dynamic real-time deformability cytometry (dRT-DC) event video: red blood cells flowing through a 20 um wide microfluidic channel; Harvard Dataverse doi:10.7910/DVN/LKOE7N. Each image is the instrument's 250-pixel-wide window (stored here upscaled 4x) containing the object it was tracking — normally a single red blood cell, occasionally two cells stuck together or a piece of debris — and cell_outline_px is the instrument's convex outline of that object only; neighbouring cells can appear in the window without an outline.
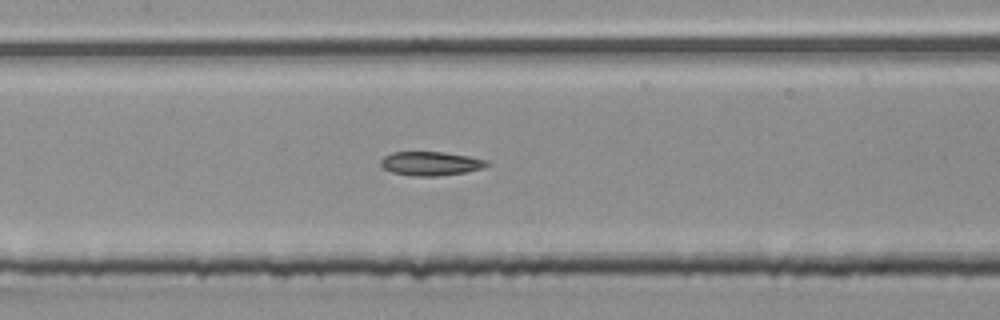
{"species": "common noctule bat (a hibernating species)", "species_latin": "Nyctalus noctula", "temperature_condition": "room temperature", "stored_images_in_passage": 55, "segment_of_instrument_passage": [2, 2], "camera_frame_rate_fps": 3000, "um_per_image_px": 0.085, "animal": {"sex": "male", "body_mass_g": 20.4}, "frame": {"image": 1, "passage_image": 26, "time_ms": 8.333, "image_size_px": [1000, 320], "cell_outline_px": [[488, 164], [484, 168], [464, 172], [436, 176], [416, 176], [392, 172], [384, 168], [380, 164], [380, 160], [384, 156], [392, 152], [444, 152], [468, 156], [488, 160]], "centroid_in_image_um": [36.6, 13.89], "position_along_channel_um": 170.8, "area_um2": 14.68}}
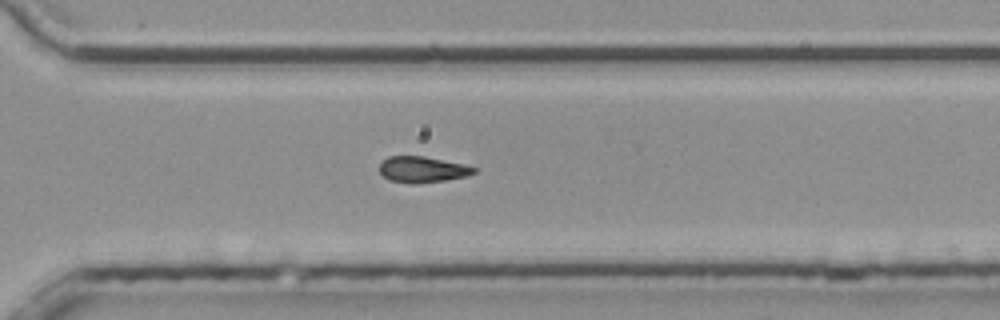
{"frame": {"image": 2, "passage_image": 39, "time_ms": 12.667, "image_size_px": [1000, 320], "cell_outline_px": [[476, 172], [464, 176], [444, 180], [412, 184], [408, 184], [388, 180], [380, 172], [380, 164], [388, 156], [424, 156], [464, 164], [476, 168]], "centroid_in_image_um": [35.87, 14.4], "position_along_channel_um": 334.7, "area_um2": 14.22}}
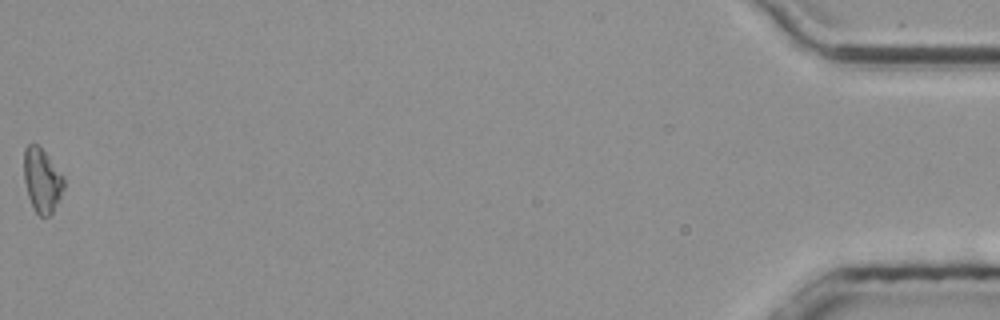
{"frame": {"image": 3, "passage_image": 55, "time_ms": 18.0, "image_size_px": [1000, 320], "cell_outline_px": [[64, 188], [52, 212], [48, 216], [40, 216], [32, 208], [28, 196], [24, 180], [24, 148], [28, 144], [36, 144], [44, 152], [64, 176]], "centroid_in_image_um": [3.55, 15.33], "position_along_channel_um": 431.6, "area_um2": 14.74}}